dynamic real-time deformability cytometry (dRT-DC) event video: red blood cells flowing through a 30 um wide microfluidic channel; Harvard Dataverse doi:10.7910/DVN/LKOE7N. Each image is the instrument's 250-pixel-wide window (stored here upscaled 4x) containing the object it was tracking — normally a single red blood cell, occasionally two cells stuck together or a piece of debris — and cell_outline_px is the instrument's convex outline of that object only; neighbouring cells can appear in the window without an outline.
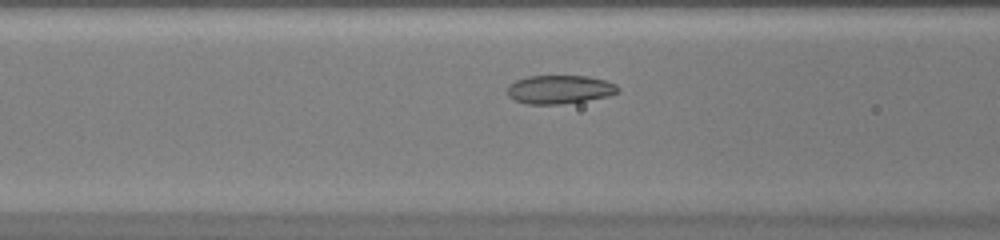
{"species": "common noctule bat (a hibernating species)", "species_latin": "Nyctalus noctula", "temperature_condition": "warm", "stored_images_in_passage": 28, "camera_frame_rate_fps": 3000, "um_per_image_px": 0.085, "animal": {"sex": "female", "body_mass_g": 20.0, "forearm_length_mm": 54.0}, "frame": {"image": 1, "passage_image": 11, "time_ms": 3.333, "image_size_px": [1000, 240], "cell_outline_px": [[620, 92], [608, 96], [560, 104], [528, 104], [516, 100], [508, 96], [508, 84], [516, 80], [528, 76], [588, 76], [604, 80], [616, 84], [620, 88]], "centroid_in_image_um": [47.57, 7.59], "position_along_channel_um": 119.0, "area_um2": 18.32}}
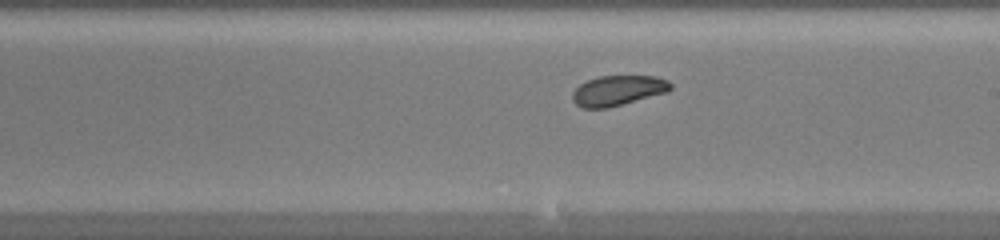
{"frame": {"image": 2, "passage_image": 20, "time_ms": 6.333, "image_size_px": [1000, 240], "cell_outline_px": [[672, 88], [668, 92], [608, 108], [584, 108], [576, 104], [572, 100], [572, 92], [580, 84], [588, 80], [600, 76], [656, 76], [668, 80], [672, 84]], "centroid_in_image_um": [52.54, 7.69], "position_along_channel_um": 236.5, "area_um2": 17.28}}
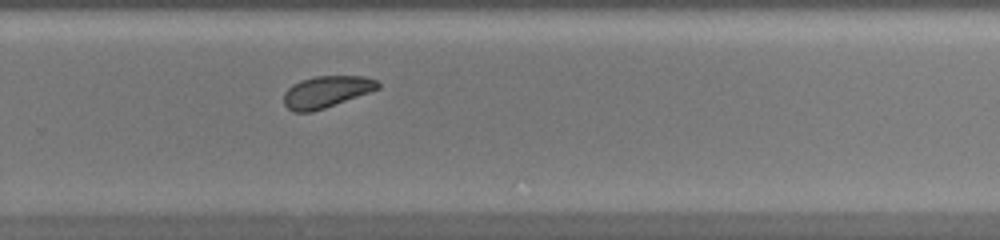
{"frame": {"image": 3, "passage_image": 25, "time_ms": 8.0, "image_size_px": [1000, 240], "cell_outline_px": [[380, 88], [324, 108], [312, 112], [292, 112], [284, 104], [284, 92], [292, 84], [300, 80], [316, 76], [364, 76], [376, 80], [380, 84]], "centroid_in_image_um": [27.71, 7.8], "position_along_channel_um": 302.1, "area_um2": 17.28}}